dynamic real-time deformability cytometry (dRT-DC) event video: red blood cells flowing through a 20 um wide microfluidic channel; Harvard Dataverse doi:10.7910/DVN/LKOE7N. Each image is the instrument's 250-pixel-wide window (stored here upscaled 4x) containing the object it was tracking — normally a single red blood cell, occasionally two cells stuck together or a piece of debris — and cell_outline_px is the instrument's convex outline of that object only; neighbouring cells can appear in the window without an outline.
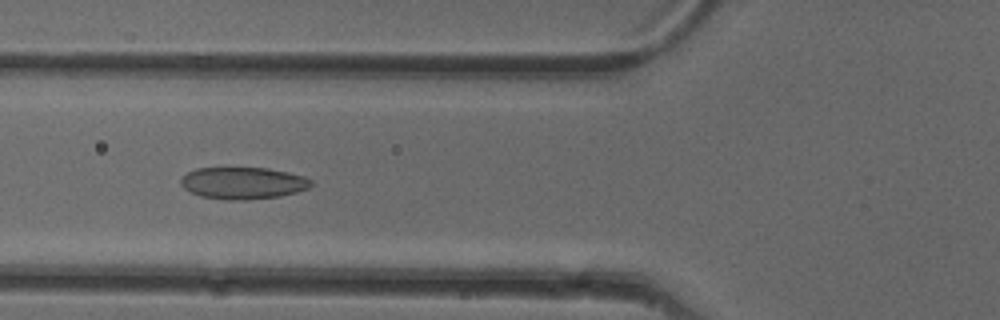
{"species": "common noctule bat (a hibernating species)", "species_latin": "Nyctalus noctula", "temperature_condition": "cold", "stored_images_in_passage": 51, "camera_frame_rate_fps": 3000, "um_per_image_px": 0.085, "animal": {"sex": "female"}, "frame": {"image": 1, "passage_image": 19, "time_ms": 6.0, "image_size_px": [1000, 320], "cell_outline_px": [[312, 184], [308, 188], [296, 192], [280, 196], [244, 200], [232, 200], [200, 196], [184, 188], [180, 184], [180, 180], [188, 172], [196, 168], [268, 168], [288, 172], [304, 176], [312, 180]], "centroid_in_image_um": [20.67, 15.55], "position_along_channel_um": 105.1, "area_um2": 24.1}}
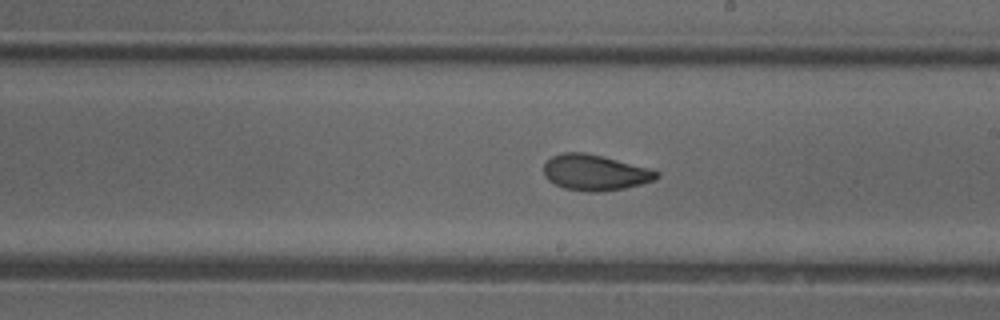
{"frame": {"image": 2, "passage_image": 29, "time_ms": 9.333, "image_size_px": [1000, 320], "cell_outline_px": [[660, 176], [656, 180], [624, 188], [600, 192], [588, 192], [564, 188], [548, 180], [544, 176], [544, 164], [552, 156], [564, 152], [584, 152], [648, 168], [660, 172]], "centroid_in_image_um": [50.57, 14.67], "position_along_channel_um": 238.4, "area_um2": 23.35}}
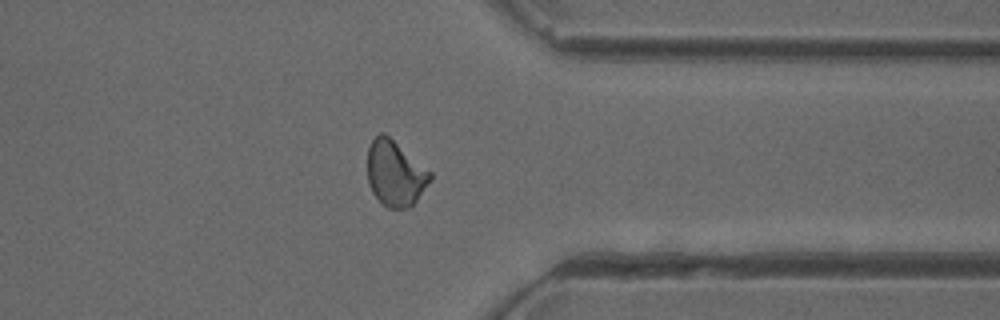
{"frame": {"image": 3, "passage_image": 40, "time_ms": 13.0, "image_size_px": [1000, 320], "cell_outline_px": [[432, 180], [416, 200], [408, 208], [388, 208], [372, 192], [368, 184], [368, 148], [372, 140], [380, 132], [384, 132], [432, 172]], "centroid_in_image_um": [33.6, 14.73], "position_along_channel_um": 377.8, "area_um2": 23.81}, "authors_computed_cell_mechanics": {"area_um2": 23.8136, "velocity_mm_per_s": 3.9844, "shape_relaxation_time_tau1_ms": 9.3475, "shape_relaxation_time_tau2_ms": 1.3726, "deformation_change_tau1": 0.1883, "deformation_change_tau2": 0.0601}}